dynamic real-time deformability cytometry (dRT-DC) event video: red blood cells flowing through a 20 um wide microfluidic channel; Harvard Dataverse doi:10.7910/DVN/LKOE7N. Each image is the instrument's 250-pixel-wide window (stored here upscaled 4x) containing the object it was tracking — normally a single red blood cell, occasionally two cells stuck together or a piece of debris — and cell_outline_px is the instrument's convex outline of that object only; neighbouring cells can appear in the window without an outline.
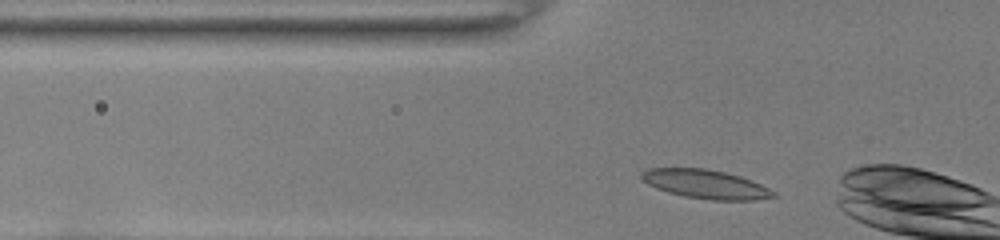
{"species": "common noctule bat (a hibernating species)", "species_latin": "Nyctalus noctula", "temperature_condition": "room temperature", "stored_images_in_passage": 4, "camera_frame_rate_fps": 3000, "um_per_image_px": 0.085, "animal": {"sex": "female", "body_mass_g": 22.0, "forearm_length_mm": 56.7}, "frame": {"image": 1, "passage_image": 2, "time_ms": 0.333, "image_size_px": [1000, 240], "cell_outline_px": [[776, 196], [752, 200], [712, 200], [684, 196], [668, 192], [656, 188], [648, 184], [640, 176], [640, 172], [648, 168], [704, 168], [724, 172], [740, 176], [760, 184], [776, 192]], "centroid_in_image_um": [59.95, 15.65], "position_along_channel_um": 65.8, "area_um2": 22.02}}